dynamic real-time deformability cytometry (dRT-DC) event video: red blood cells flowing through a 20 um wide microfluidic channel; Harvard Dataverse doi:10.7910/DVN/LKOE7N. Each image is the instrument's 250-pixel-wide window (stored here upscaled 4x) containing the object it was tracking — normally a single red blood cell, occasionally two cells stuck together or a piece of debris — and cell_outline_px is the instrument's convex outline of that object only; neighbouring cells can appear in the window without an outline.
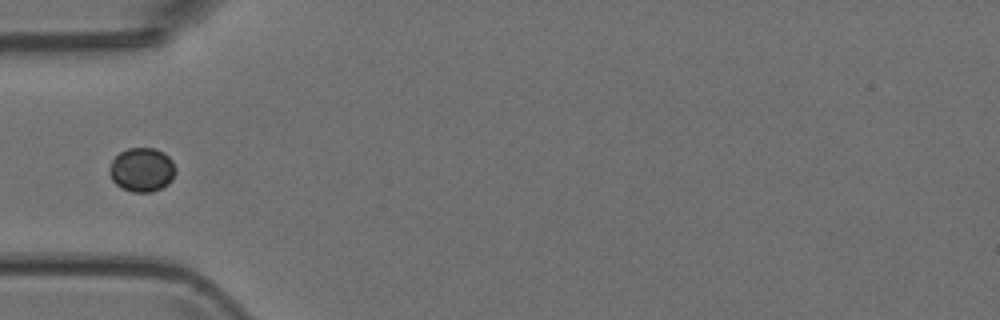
{"species": "Egyptian fruit bat (a non-hibernating species)", "species_latin": "Rousettus aegyptiacus", "temperature_condition": "room temperature", "stored_images_in_passage": 5, "camera_frame_rate_fps": 3000, "um_per_image_px": 0.085, "animal": {"sex": "female"}, "frame": {"image": 1, "passage_image": 4, "time_ms": 3.333, "image_size_px": [1000, 320], "cell_outline_px": [[176, 172], [172, 180], [168, 184], [152, 192], [132, 192], [120, 188], [112, 180], [108, 172], [112, 160], [120, 152], [128, 148], [152, 148], [164, 152], [172, 160], [176, 168]], "centroid_in_image_um": [12.06, 14.43], "position_along_channel_um": 72.9, "area_um2": 17.11}}
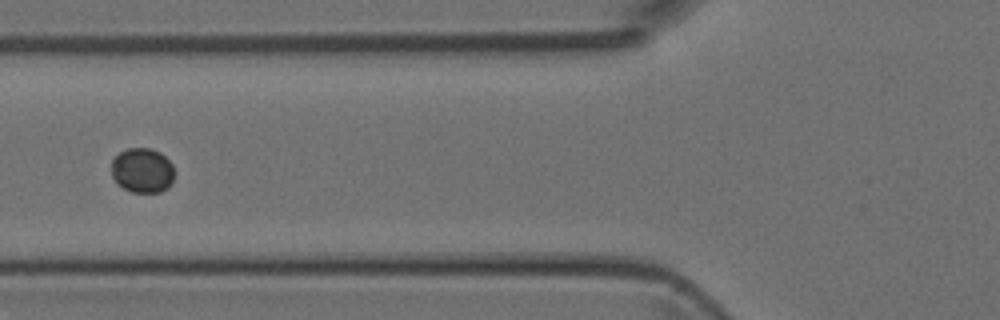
{"frame": {"image": 2, "passage_image": 5, "time_ms": 4.333, "image_size_px": [1000, 320], "cell_outline_px": [[172, 184], [168, 188], [160, 192], [132, 192], [116, 184], [112, 176], [112, 160], [120, 152], [128, 148], [152, 148], [160, 152], [172, 164]], "centroid_in_image_um": [12.08, 14.49], "position_along_channel_um": 113.7, "area_um2": 16.42}}